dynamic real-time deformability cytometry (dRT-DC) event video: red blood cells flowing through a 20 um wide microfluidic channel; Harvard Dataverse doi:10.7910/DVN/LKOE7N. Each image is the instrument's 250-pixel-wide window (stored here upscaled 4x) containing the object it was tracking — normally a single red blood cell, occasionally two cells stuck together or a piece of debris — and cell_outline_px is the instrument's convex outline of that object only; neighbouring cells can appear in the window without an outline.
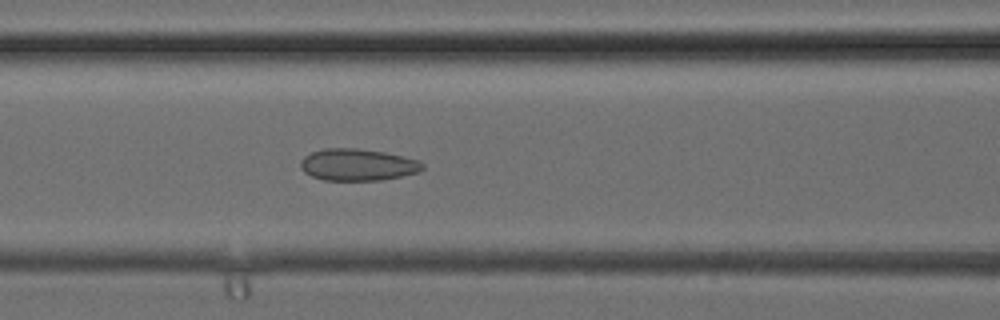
{"species": "common noctule bat (a hibernating species)", "species_latin": "Nyctalus noctula", "temperature_condition": "cold", "stored_images_in_passage": 31, "camera_frame_rate_fps": 3000, "um_per_image_px": 0.085, "animal": {"sex": "female", "body_mass_g": 24.6, "forearm_length_mm": 56.2}, "frame": {"image": 1, "passage_image": 16, "time_ms": 5.0, "image_size_px": [1000, 320], "cell_outline_px": [[424, 168], [420, 172], [380, 180], [324, 180], [312, 176], [304, 172], [300, 168], [300, 160], [304, 156], [312, 152], [324, 148], [356, 148], [384, 152], [404, 156], [420, 160], [424, 164]], "centroid_in_image_um": [30.41, 14.0], "position_along_channel_um": 136.2, "area_um2": 22.77}}
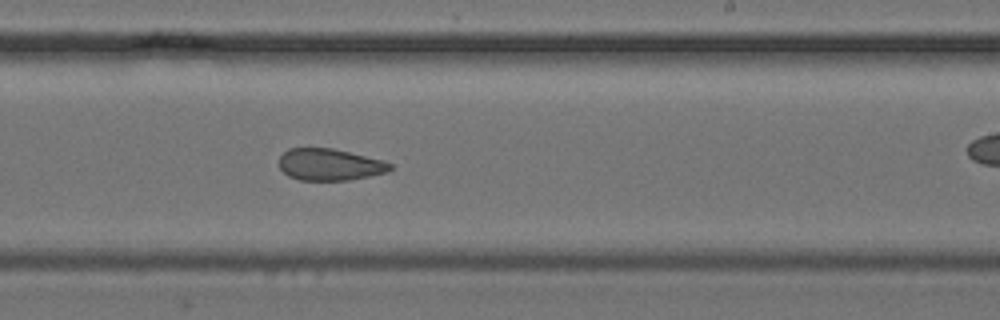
{"frame": {"image": 2, "passage_image": 23, "time_ms": 7.333, "image_size_px": [1000, 320], "cell_outline_px": [[392, 168], [388, 172], [348, 180], [300, 180], [288, 176], [280, 168], [280, 156], [288, 148], [332, 148], [384, 160], [392, 164]], "centroid_in_image_um": [28.03, 13.99], "position_along_channel_um": 261.0, "area_um2": 20.52}}
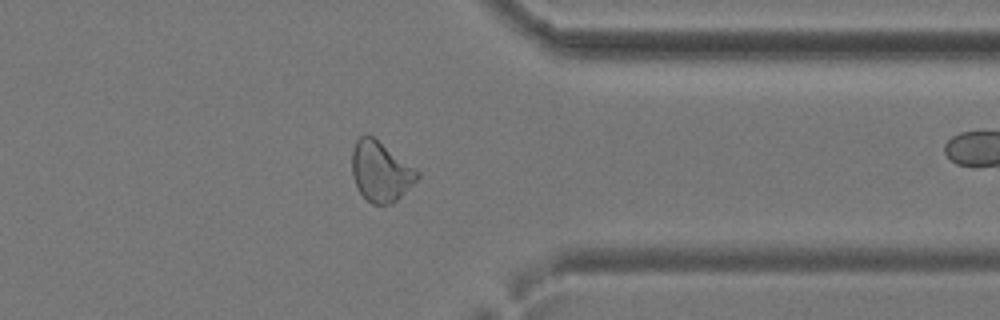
{"frame": {"image": 3, "passage_image": 30, "time_ms": 9.667, "image_size_px": [1000, 320], "cell_outline_px": [[420, 176], [392, 204], [372, 204], [360, 192], [352, 176], [352, 148], [356, 140], [364, 132], [368, 132], [420, 172]], "centroid_in_image_um": [32.32, 14.53], "position_along_channel_um": 379.1, "area_um2": 22.77}}